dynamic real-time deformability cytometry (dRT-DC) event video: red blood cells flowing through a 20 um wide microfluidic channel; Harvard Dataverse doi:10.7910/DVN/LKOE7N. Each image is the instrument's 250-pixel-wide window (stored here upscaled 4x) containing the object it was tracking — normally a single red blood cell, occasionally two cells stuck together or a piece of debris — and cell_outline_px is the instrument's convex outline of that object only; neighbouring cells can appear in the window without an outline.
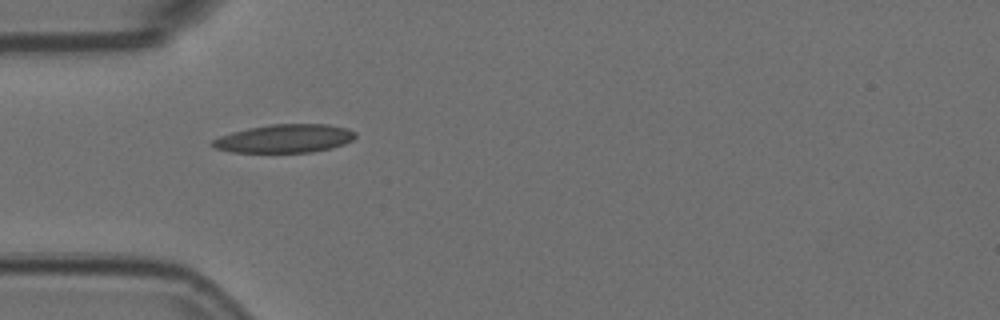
{"species": "Egyptian fruit bat (a non-hibernating species)", "species_latin": "Rousettus aegyptiacus", "temperature_condition": "room temperature", "stored_images_in_passage": 2, "camera_frame_rate_fps": 3000, "um_per_image_px": 0.085, "animal": {"sex": "female"}, "frame": {"image": 1, "passage_image": 1, "time_ms": 0.0, "image_size_px": [1000, 320], "cell_outline_px": [[356, 136], [352, 140], [344, 144], [332, 148], [312, 152], [232, 152], [212, 148], [208, 144], [212, 140], [220, 136], [232, 132], [248, 128], [268, 124], [328, 124], [348, 128], [356, 132]], "centroid_in_image_um": [24.17, 11.77], "position_along_channel_um": 60.8, "area_um2": 23.87}}
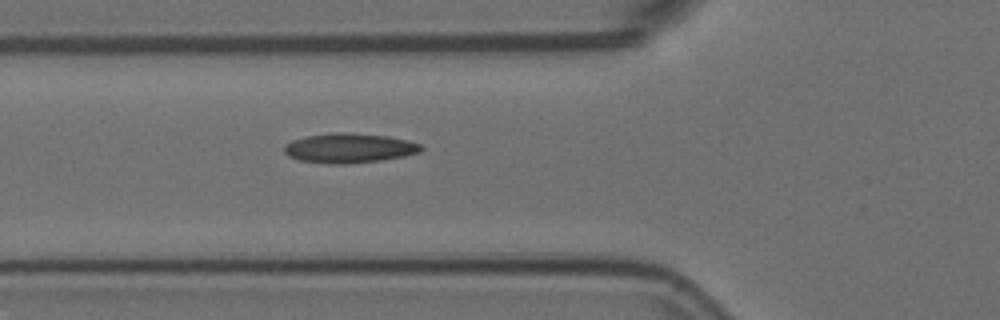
{"frame": {"image": 2, "passage_image": 2, "time_ms": 0.333, "image_size_px": [1000, 320], "cell_outline_px": [[424, 148], [420, 152], [404, 156], [380, 160], [348, 164], [328, 164], [300, 160], [288, 156], [284, 152], [284, 144], [292, 140], [308, 136], [336, 132], [348, 132], [388, 136], [408, 140], [420, 144]], "centroid_in_image_um": [29.68, 12.59], "position_along_channel_um": 96.1, "area_um2": 23.7}}